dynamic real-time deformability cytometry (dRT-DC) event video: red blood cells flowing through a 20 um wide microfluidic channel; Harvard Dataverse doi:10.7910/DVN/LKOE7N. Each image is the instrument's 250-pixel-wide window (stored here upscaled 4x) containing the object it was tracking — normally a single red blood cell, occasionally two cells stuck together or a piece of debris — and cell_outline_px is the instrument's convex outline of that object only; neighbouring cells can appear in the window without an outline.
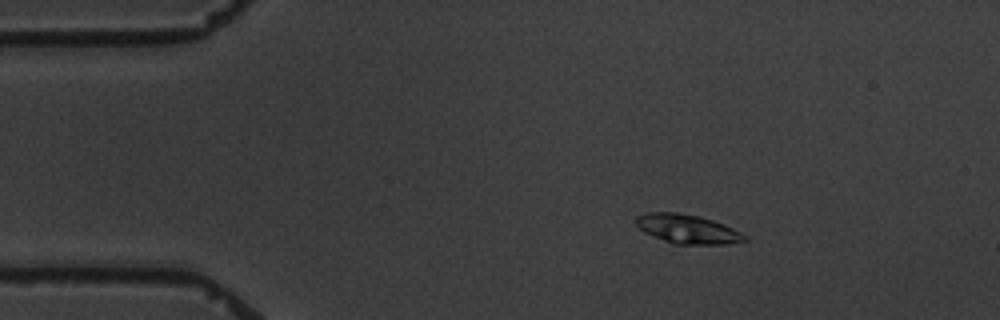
{"species": "common noctule bat (a hibernating species)", "species_latin": "Nyctalus noctula", "temperature_condition": "warm", "stored_images_in_passage": 6, "camera_frame_rate_fps": 3000, "um_per_image_px": 0.085, "animal": {"sex": "male", "body_mass_g": 19.5, "forearm_length_mm": 54.6}, "frame": {"image": 1, "passage_image": 3, "time_ms": 2.667, "image_size_px": [1000, 320], "cell_outline_px": [[748, 240], [724, 244], [672, 244], [644, 232], [636, 224], [636, 216], [644, 212], [680, 212], [700, 216], [724, 224], [748, 236]], "centroid_in_image_um": [58.42, 19.45], "position_along_channel_um": 26.6, "area_um2": 18.5}}